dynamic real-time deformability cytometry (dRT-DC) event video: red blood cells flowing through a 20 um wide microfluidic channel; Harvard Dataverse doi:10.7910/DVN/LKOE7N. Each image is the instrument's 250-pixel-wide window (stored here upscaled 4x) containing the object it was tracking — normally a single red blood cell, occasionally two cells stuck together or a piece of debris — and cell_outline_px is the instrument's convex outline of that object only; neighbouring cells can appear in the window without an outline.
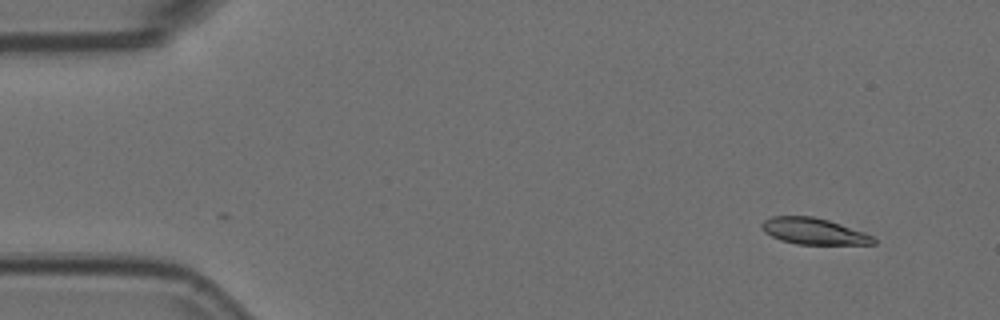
{"species": "Egyptian fruit bat (a non-hibernating species)", "species_latin": "Rousettus aegyptiacus", "temperature_condition": "room temperature", "stored_images_in_passage": 2, "camera_frame_rate_fps": 3000, "um_per_image_px": 0.085, "animal": {"sex": "female"}, "frame": {"image": 1, "passage_image": 2, "time_ms": 0.333, "image_size_px": [1000, 320], "cell_outline_px": [[876, 244], [796, 244], [780, 240], [764, 232], [760, 224], [764, 220], [772, 216], [812, 216], [828, 220], [864, 232], [872, 236], [876, 240]], "centroid_in_image_um": [69.14, 19.65], "position_along_channel_um": 15.9, "area_um2": 17.05}}